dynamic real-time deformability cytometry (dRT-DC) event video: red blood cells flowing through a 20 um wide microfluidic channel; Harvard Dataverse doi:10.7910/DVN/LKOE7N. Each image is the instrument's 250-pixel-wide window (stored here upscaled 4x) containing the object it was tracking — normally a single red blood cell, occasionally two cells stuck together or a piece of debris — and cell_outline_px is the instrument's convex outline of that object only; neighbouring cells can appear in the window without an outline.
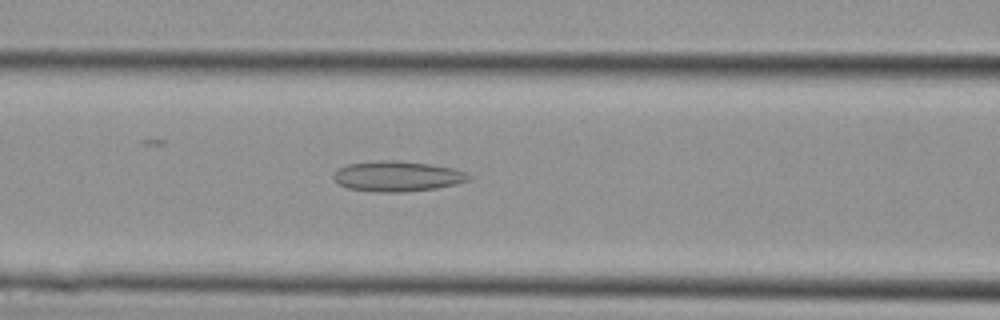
{"species": "Egyptian fruit bat (a non-hibernating species)", "species_latin": "Rousettus aegyptiacus", "temperature_condition": "cold", "stored_images_in_passage": 16, "camera_frame_rate_fps": 3000, "um_per_image_px": 0.085, "animal": {"sex": "female"}, "frame": {"image": 1, "passage_image": 10, "time_ms": 3.0, "image_size_px": [1000, 320], "cell_outline_px": [[472, 176], [468, 180], [456, 184], [436, 188], [404, 192], [376, 192], [348, 188], [340, 184], [332, 176], [336, 168], [348, 164], [380, 160], [396, 160], [432, 164], [452, 168], [464, 172]], "centroid_in_image_um": [33.75, 14.97], "position_along_channel_um": 132.8, "area_um2": 23.93}}
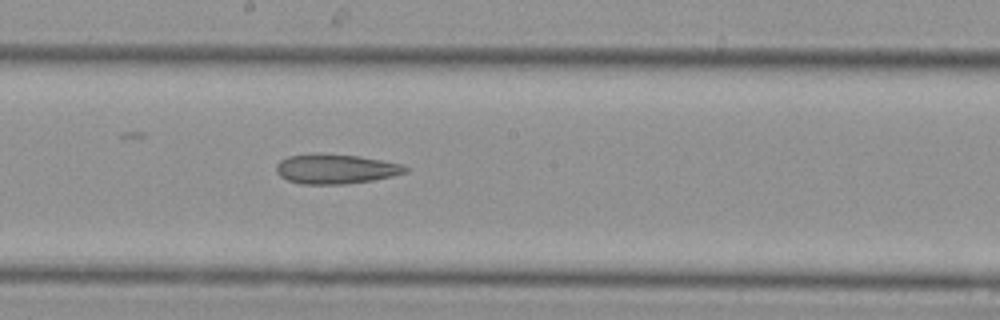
{"frame": {"image": 2, "passage_image": 14, "time_ms": 4.333, "image_size_px": [1000, 320], "cell_outline_px": [[408, 172], [392, 176], [372, 180], [344, 184], [300, 184], [288, 180], [280, 176], [276, 172], [276, 164], [280, 160], [288, 156], [360, 156], [400, 164], [408, 168]], "centroid_in_image_um": [28.54, 14.4], "position_along_channel_um": 219.7, "area_um2": 21.44}}
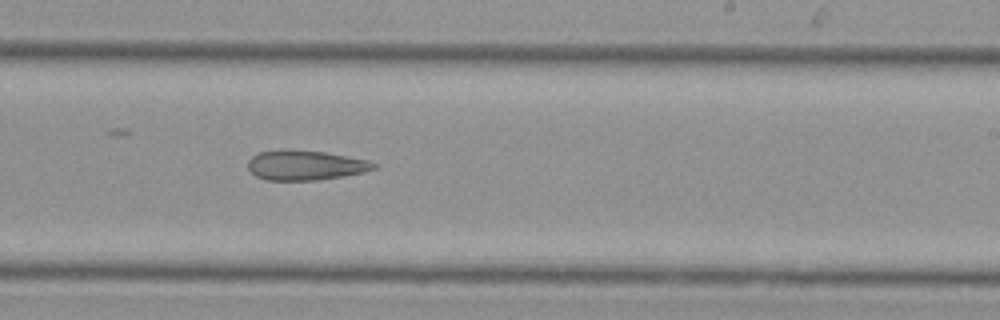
{"frame": {"image": 3, "passage_image": 16, "time_ms": 5.0, "image_size_px": [1000, 320], "cell_outline_px": [[376, 168], [364, 172], [344, 176], [316, 180], [264, 180], [256, 176], [248, 168], [248, 160], [252, 156], [260, 152], [324, 152], [368, 160], [376, 164]], "centroid_in_image_um": [25.98, 14.09], "position_along_channel_um": 263.0, "area_um2": 21.04}}